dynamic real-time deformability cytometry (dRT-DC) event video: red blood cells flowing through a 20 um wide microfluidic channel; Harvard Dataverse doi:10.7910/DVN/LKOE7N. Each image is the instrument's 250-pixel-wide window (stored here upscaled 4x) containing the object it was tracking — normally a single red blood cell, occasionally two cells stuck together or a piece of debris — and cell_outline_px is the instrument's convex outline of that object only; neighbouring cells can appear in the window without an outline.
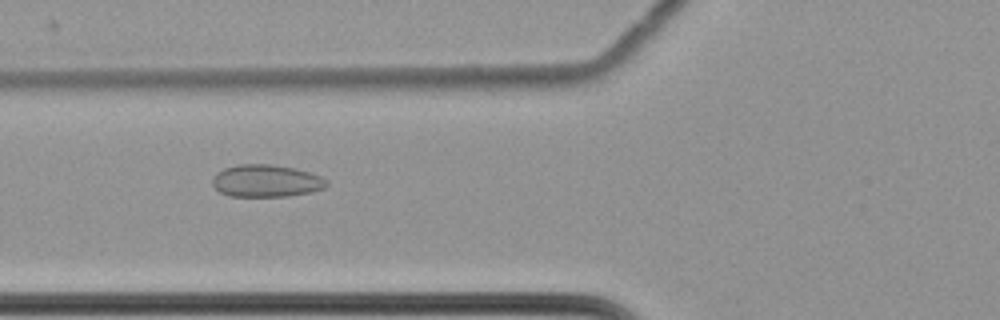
{"species": "common noctule bat (a hibernating species)", "species_latin": "Nyctalus noctula", "temperature_condition": "cold", "stored_images_in_passage": 60, "camera_frame_rate_fps": 3000, "um_per_image_px": 0.085, "animal": {"sex": "female", "body_mass_g": 22.7, "forearm_length_mm": 54.2}, "frame": {"image": 1, "passage_image": 24, "time_ms": 7.667, "image_size_px": [1000, 320], "cell_outline_px": [[328, 184], [324, 188], [312, 192], [288, 196], [228, 196], [220, 192], [212, 184], [212, 180], [216, 172], [224, 168], [236, 164], [272, 164], [296, 168], [320, 176], [328, 180]], "centroid_in_image_um": [22.62, 15.37], "position_along_channel_um": 103.2, "area_um2": 21.68}}
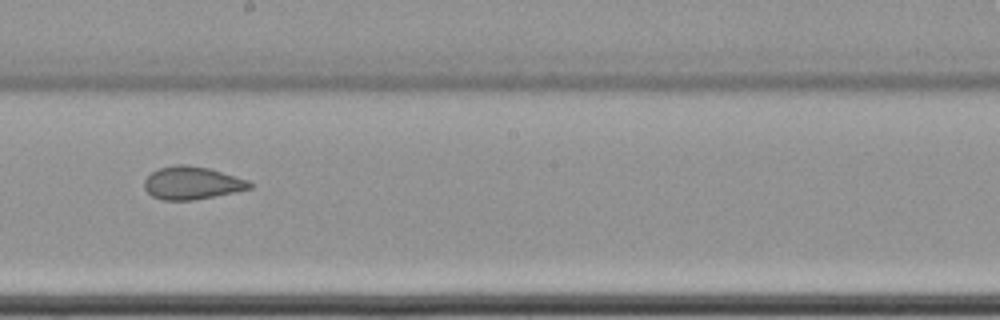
{"frame": {"image": 2, "passage_image": 35, "time_ms": 11.333, "image_size_px": [1000, 320], "cell_outline_px": [[252, 188], [236, 192], [216, 196], [192, 200], [164, 200], [152, 196], [144, 188], [144, 180], [152, 172], [160, 168], [176, 164], [184, 164], [208, 168], [248, 180], [252, 184]], "centroid_in_image_um": [16.32, 15.56], "position_along_channel_um": 231.9, "area_um2": 20.06}}
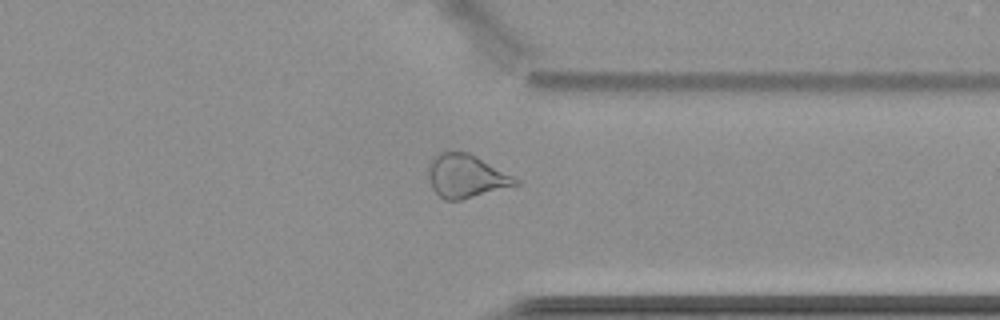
{"frame": {"image": 3, "passage_image": 47, "time_ms": 15.333, "image_size_px": [1000, 320], "cell_outline_px": [[520, 184], [460, 200], [444, 200], [432, 188], [428, 176], [428, 164], [432, 156], [440, 152], [468, 152], [476, 156], [520, 180]], "centroid_in_image_um": [39.58, 14.96], "position_along_channel_um": 371.8, "area_um2": 21.85}, "authors_computed_cell_mechanics": {"area_um2": 24.2182, "velocity_mm_per_s": 3.5011, "shape_relaxation_time_tau1_ms": 8.7509, "shape_relaxation_time_tau2_ms": 1.952, "deformation_change_tau1": 0.1156, "deformation_change_tau2": 0.083}}